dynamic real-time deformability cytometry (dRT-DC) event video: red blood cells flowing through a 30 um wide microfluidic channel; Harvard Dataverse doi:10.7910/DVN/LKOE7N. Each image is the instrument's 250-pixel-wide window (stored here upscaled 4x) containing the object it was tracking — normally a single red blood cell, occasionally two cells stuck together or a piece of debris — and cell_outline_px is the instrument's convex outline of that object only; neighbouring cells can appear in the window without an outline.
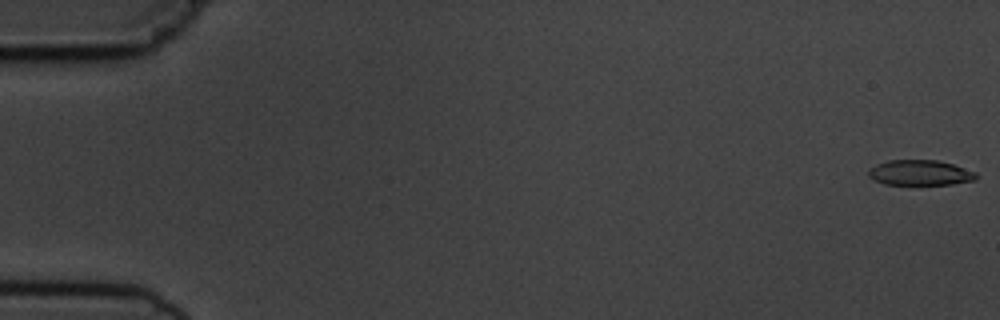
{"species": "common noctule bat (a hibernating species)", "species_latin": "Nyctalus noctula", "temperature_condition": "cold", "stored_images_in_passage": 5, "camera_frame_rate_fps": 3000, "um_per_image_px": 0.085, "animal": {"sex": "male", "body_mass_g": 19.5, "forearm_length_mm": 54.6}, "frame": {"image": 1, "passage_image": 1, "time_ms": 0.0, "image_size_px": [1000, 320], "cell_outline_px": [[980, 176], [976, 180], [952, 184], [884, 184], [872, 180], [868, 176], [868, 168], [876, 164], [888, 160], [936, 160], [952, 164], [976, 172]], "centroid_in_image_um": [78.19, 14.68], "position_along_channel_um": 6.8, "area_um2": 16.01}}
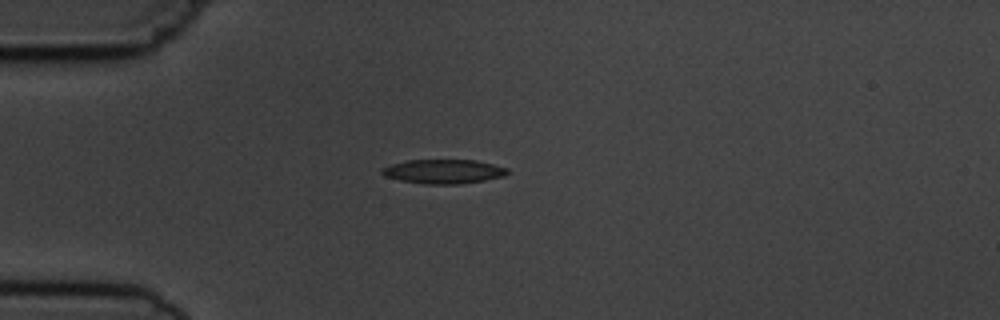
{"frame": {"image": 2, "passage_image": 5, "time_ms": 4.667, "image_size_px": [1000, 320], "cell_outline_px": [[508, 172], [504, 176], [484, 180], [460, 184], [424, 184], [400, 180], [384, 176], [380, 172], [380, 168], [392, 164], [408, 160], [476, 160], [508, 168]], "centroid_in_image_um": [37.67, 14.57], "position_along_channel_um": 47.3, "area_um2": 17.69}}